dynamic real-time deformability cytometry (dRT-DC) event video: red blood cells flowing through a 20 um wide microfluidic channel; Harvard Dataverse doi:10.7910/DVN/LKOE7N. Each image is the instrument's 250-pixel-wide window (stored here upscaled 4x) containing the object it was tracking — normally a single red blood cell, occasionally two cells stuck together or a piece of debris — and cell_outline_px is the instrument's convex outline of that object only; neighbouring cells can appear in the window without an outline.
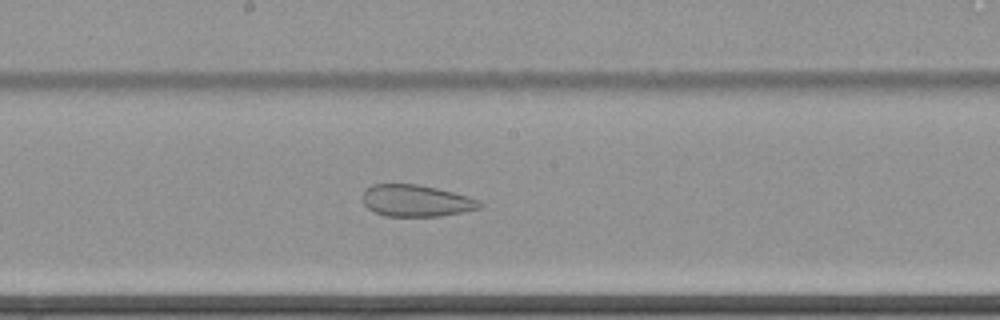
{"species": "common noctule bat (a hibernating species)", "species_latin": "Nyctalus noctula", "temperature_condition": "cold", "stored_images_in_passage": 62, "camera_frame_rate_fps": 3000, "um_per_image_px": 0.085, "animal": {"sex": "female", "body_mass_g": 22.7, "forearm_length_mm": 54.2}, "frame": {"image": 1, "passage_image": 36, "time_ms": 11.667, "image_size_px": [1000, 320], "cell_outline_px": [[484, 204], [480, 208], [440, 216], [384, 216], [368, 208], [364, 204], [364, 192], [372, 184], [420, 184], [468, 196], [480, 200]], "centroid_in_image_um": [35.4, 17.06], "position_along_channel_um": 212.8, "area_um2": 21.5}}